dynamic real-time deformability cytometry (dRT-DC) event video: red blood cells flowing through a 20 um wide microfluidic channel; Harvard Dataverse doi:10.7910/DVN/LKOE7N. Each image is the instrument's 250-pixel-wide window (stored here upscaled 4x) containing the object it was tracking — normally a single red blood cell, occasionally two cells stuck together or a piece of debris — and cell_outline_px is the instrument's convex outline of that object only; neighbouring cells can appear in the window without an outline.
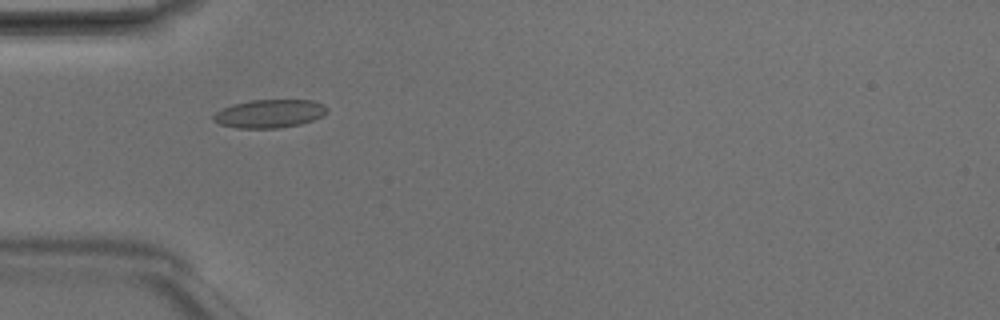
{"species": "Egyptian fruit bat (a non-hibernating species)", "species_latin": "Rousettus aegyptiacus", "temperature_condition": "room temperature", "stored_images_in_passage": 5, "camera_frame_rate_fps": 3000, "um_per_image_px": 0.085, "animal": {"sex": "male"}, "frame": {"image": 1, "passage_image": 5, "time_ms": 1.333, "image_size_px": [1000, 320], "cell_outline_px": [[328, 112], [312, 120], [300, 124], [280, 128], [236, 128], [220, 124], [212, 120], [212, 116], [220, 108], [232, 104], [248, 100], [312, 100], [324, 104], [328, 108]], "centroid_in_image_um": [22.87, 9.65], "position_along_channel_um": 62.1, "area_um2": 18.9}}